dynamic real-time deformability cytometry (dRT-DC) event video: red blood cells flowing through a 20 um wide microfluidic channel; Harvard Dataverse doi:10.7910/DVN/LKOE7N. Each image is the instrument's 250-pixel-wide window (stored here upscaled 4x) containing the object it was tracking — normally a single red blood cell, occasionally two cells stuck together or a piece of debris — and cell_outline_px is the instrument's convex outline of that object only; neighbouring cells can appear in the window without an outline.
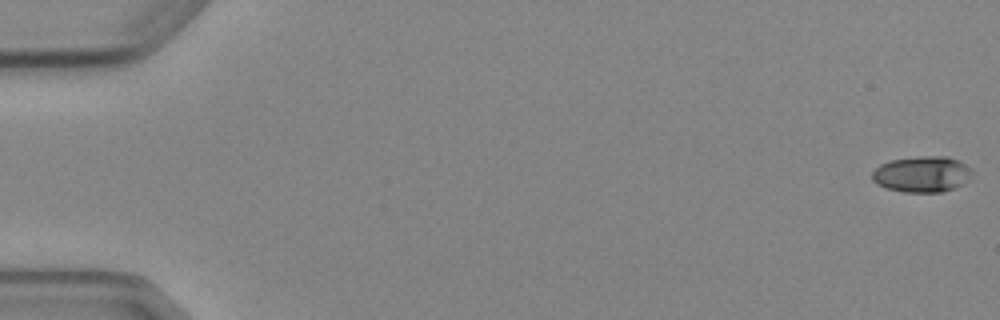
{"species": "Egyptian fruit bat (a non-hibernating species)", "species_latin": "Rousettus aegyptiacus", "temperature_condition": "cold", "stored_images_in_passage": 7, "camera_frame_rate_fps": 3000, "um_per_image_px": 0.085, "animal": {"sex": "female"}, "frame": {"image": 1, "passage_image": 1, "time_ms": 0.0, "image_size_px": [1000, 320], "cell_outline_px": [[972, 180], [964, 184], [944, 192], [904, 192], [884, 188], [876, 184], [872, 180], [872, 172], [880, 164], [892, 160], [920, 156], [948, 156], [964, 164], [972, 172]], "centroid_in_image_um": [78.37, 14.82], "position_along_channel_um": 6.6, "area_um2": 21.15}}
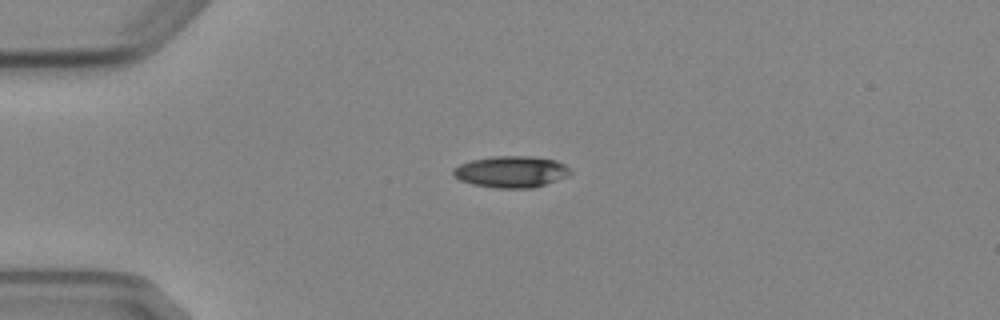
{"frame": {"image": 2, "passage_image": 4, "time_ms": 4.333, "image_size_px": [1000, 320], "cell_outline_px": [[572, 172], [556, 180], [532, 188], [496, 188], [472, 184], [460, 180], [452, 176], [452, 168], [460, 164], [472, 160], [496, 156], [532, 156], [556, 160], [564, 164]], "centroid_in_image_um": [43.4, 14.59], "position_along_channel_um": 41.6, "area_um2": 21.39}}
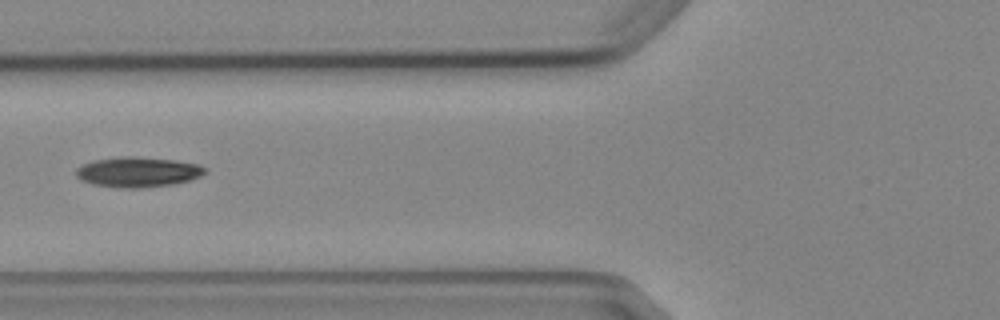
{"frame": {"image": 3, "passage_image": 6, "time_ms": 7.0, "image_size_px": [1000, 320], "cell_outline_px": [[208, 172], [200, 176], [188, 180], [172, 184], [140, 188], [120, 188], [96, 184], [80, 180], [76, 176], [76, 168], [92, 160], [120, 156], [136, 156], [172, 160], [200, 164], [208, 168]], "centroid_in_image_um": [11.73, 14.61], "position_along_channel_um": 114.1, "area_um2": 22.72}}